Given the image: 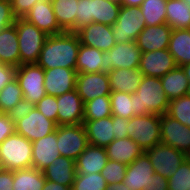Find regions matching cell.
Listing matches in <instances>:
<instances>
[{
    "label": "cell",
    "instance_id": "cell-1",
    "mask_svg": "<svg viewBox=\"0 0 190 190\" xmlns=\"http://www.w3.org/2000/svg\"><path fill=\"white\" fill-rule=\"evenodd\" d=\"M80 44L76 32L64 31L60 34L49 35L36 64L43 69L61 67L75 70Z\"/></svg>",
    "mask_w": 190,
    "mask_h": 190
},
{
    "label": "cell",
    "instance_id": "cell-2",
    "mask_svg": "<svg viewBox=\"0 0 190 190\" xmlns=\"http://www.w3.org/2000/svg\"><path fill=\"white\" fill-rule=\"evenodd\" d=\"M131 99L134 100V116L163 115L167 112L169 105L161 80L157 77L143 76L138 89L131 94Z\"/></svg>",
    "mask_w": 190,
    "mask_h": 190
},
{
    "label": "cell",
    "instance_id": "cell-3",
    "mask_svg": "<svg viewBox=\"0 0 190 190\" xmlns=\"http://www.w3.org/2000/svg\"><path fill=\"white\" fill-rule=\"evenodd\" d=\"M121 8L114 0H78L75 32L93 22L112 26Z\"/></svg>",
    "mask_w": 190,
    "mask_h": 190
},
{
    "label": "cell",
    "instance_id": "cell-4",
    "mask_svg": "<svg viewBox=\"0 0 190 190\" xmlns=\"http://www.w3.org/2000/svg\"><path fill=\"white\" fill-rule=\"evenodd\" d=\"M27 168H32V142L15 132L0 144V169Z\"/></svg>",
    "mask_w": 190,
    "mask_h": 190
},
{
    "label": "cell",
    "instance_id": "cell-5",
    "mask_svg": "<svg viewBox=\"0 0 190 190\" xmlns=\"http://www.w3.org/2000/svg\"><path fill=\"white\" fill-rule=\"evenodd\" d=\"M14 24L18 35L20 65L36 64L49 35L24 18H16Z\"/></svg>",
    "mask_w": 190,
    "mask_h": 190
},
{
    "label": "cell",
    "instance_id": "cell-6",
    "mask_svg": "<svg viewBox=\"0 0 190 190\" xmlns=\"http://www.w3.org/2000/svg\"><path fill=\"white\" fill-rule=\"evenodd\" d=\"M128 137L145 152L161 143L160 115H135L129 119Z\"/></svg>",
    "mask_w": 190,
    "mask_h": 190
},
{
    "label": "cell",
    "instance_id": "cell-7",
    "mask_svg": "<svg viewBox=\"0 0 190 190\" xmlns=\"http://www.w3.org/2000/svg\"><path fill=\"white\" fill-rule=\"evenodd\" d=\"M146 27L140 7L121 6L116 22L111 26L116 43L136 41Z\"/></svg>",
    "mask_w": 190,
    "mask_h": 190
},
{
    "label": "cell",
    "instance_id": "cell-8",
    "mask_svg": "<svg viewBox=\"0 0 190 190\" xmlns=\"http://www.w3.org/2000/svg\"><path fill=\"white\" fill-rule=\"evenodd\" d=\"M141 50L136 41L116 43L109 51L102 54L100 72L108 74L113 69L139 68Z\"/></svg>",
    "mask_w": 190,
    "mask_h": 190
},
{
    "label": "cell",
    "instance_id": "cell-9",
    "mask_svg": "<svg viewBox=\"0 0 190 190\" xmlns=\"http://www.w3.org/2000/svg\"><path fill=\"white\" fill-rule=\"evenodd\" d=\"M88 145L84 124L57 126V147L61 156L76 160Z\"/></svg>",
    "mask_w": 190,
    "mask_h": 190
},
{
    "label": "cell",
    "instance_id": "cell-10",
    "mask_svg": "<svg viewBox=\"0 0 190 190\" xmlns=\"http://www.w3.org/2000/svg\"><path fill=\"white\" fill-rule=\"evenodd\" d=\"M16 80L23 92V99L34 105L45 95L44 69L37 64H22L17 67Z\"/></svg>",
    "mask_w": 190,
    "mask_h": 190
},
{
    "label": "cell",
    "instance_id": "cell-11",
    "mask_svg": "<svg viewBox=\"0 0 190 190\" xmlns=\"http://www.w3.org/2000/svg\"><path fill=\"white\" fill-rule=\"evenodd\" d=\"M145 153L155 173L161 174L166 179L174 174L180 164L185 161V153L163 143L156 144Z\"/></svg>",
    "mask_w": 190,
    "mask_h": 190
},
{
    "label": "cell",
    "instance_id": "cell-12",
    "mask_svg": "<svg viewBox=\"0 0 190 190\" xmlns=\"http://www.w3.org/2000/svg\"><path fill=\"white\" fill-rule=\"evenodd\" d=\"M57 124L46 118L36 107L15 123V131L31 142L51 134Z\"/></svg>",
    "mask_w": 190,
    "mask_h": 190
},
{
    "label": "cell",
    "instance_id": "cell-13",
    "mask_svg": "<svg viewBox=\"0 0 190 190\" xmlns=\"http://www.w3.org/2000/svg\"><path fill=\"white\" fill-rule=\"evenodd\" d=\"M161 143L187 153L190 151V127L166 113L160 115Z\"/></svg>",
    "mask_w": 190,
    "mask_h": 190
},
{
    "label": "cell",
    "instance_id": "cell-14",
    "mask_svg": "<svg viewBox=\"0 0 190 190\" xmlns=\"http://www.w3.org/2000/svg\"><path fill=\"white\" fill-rule=\"evenodd\" d=\"M75 89L84 104L97 97L110 96L112 92L109 75L102 72L77 73Z\"/></svg>",
    "mask_w": 190,
    "mask_h": 190
},
{
    "label": "cell",
    "instance_id": "cell-15",
    "mask_svg": "<svg viewBox=\"0 0 190 190\" xmlns=\"http://www.w3.org/2000/svg\"><path fill=\"white\" fill-rule=\"evenodd\" d=\"M57 125L83 124L84 103L76 89L56 97Z\"/></svg>",
    "mask_w": 190,
    "mask_h": 190
},
{
    "label": "cell",
    "instance_id": "cell-16",
    "mask_svg": "<svg viewBox=\"0 0 190 190\" xmlns=\"http://www.w3.org/2000/svg\"><path fill=\"white\" fill-rule=\"evenodd\" d=\"M168 49L141 53L139 70L143 76L161 78L176 67Z\"/></svg>",
    "mask_w": 190,
    "mask_h": 190
},
{
    "label": "cell",
    "instance_id": "cell-17",
    "mask_svg": "<svg viewBox=\"0 0 190 190\" xmlns=\"http://www.w3.org/2000/svg\"><path fill=\"white\" fill-rule=\"evenodd\" d=\"M76 33L81 44L97 48L102 52L109 51L116 44L110 25L93 22Z\"/></svg>",
    "mask_w": 190,
    "mask_h": 190
},
{
    "label": "cell",
    "instance_id": "cell-18",
    "mask_svg": "<svg viewBox=\"0 0 190 190\" xmlns=\"http://www.w3.org/2000/svg\"><path fill=\"white\" fill-rule=\"evenodd\" d=\"M77 72L74 69L56 67L44 69L46 95L60 96L75 89Z\"/></svg>",
    "mask_w": 190,
    "mask_h": 190
},
{
    "label": "cell",
    "instance_id": "cell-19",
    "mask_svg": "<svg viewBox=\"0 0 190 190\" xmlns=\"http://www.w3.org/2000/svg\"><path fill=\"white\" fill-rule=\"evenodd\" d=\"M23 18L37 26L47 35H56L64 32L56 21L51 0L37 1Z\"/></svg>",
    "mask_w": 190,
    "mask_h": 190
},
{
    "label": "cell",
    "instance_id": "cell-20",
    "mask_svg": "<svg viewBox=\"0 0 190 190\" xmlns=\"http://www.w3.org/2000/svg\"><path fill=\"white\" fill-rule=\"evenodd\" d=\"M172 30L167 23L146 26L136 39L141 53L168 49Z\"/></svg>",
    "mask_w": 190,
    "mask_h": 190
},
{
    "label": "cell",
    "instance_id": "cell-21",
    "mask_svg": "<svg viewBox=\"0 0 190 190\" xmlns=\"http://www.w3.org/2000/svg\"><path fill=\"white\" fill-rule=\"evenodd\" d=\"M155 174L148 155L143 152L131 164L127 165L123 183L130 190H143Z\"/></svg>",
    "mask_w": 190,
    "mask_h": 190
},
{
    "label": "cell",
    "instance_id": "cell-22",
    "mask_svg": "<svg viewBox=\"0 0 190 190\" xmlns=\"http://www.w3.org/2000/svg\"><path fill=\"white\" fill-rule=\"evenodd\" d=\"M57 147V128L54 132L32 142V167L43 171L60 157Z\"/></svg>",
    "mask_w": 190,
    "mask_h": 190
},
{
    "label": "cell",
    "instance_id": "cell-23",
    "mask_svg": "<svg viewBox=\"0 0 190 190\" xmlns=\"http://www.w3.org/2000/svg\"><path fill=\"white\" fill-rule=\"evenodd\" d=\"M88 144L106 148L116 137L112 116L83 121Z\"/></svg>",
    "mask_w": 190,
    "mask_h": 190
},
{
    "label": "cell",
    "instance_id": "cell-24",
    "mask_svg": "<svg viewBox=\"0 0 190 190\" xmlns=\"http://www.w3.org/2000/svg\"><path fill=\"white\" fill-rule=\"evenodd\" d=\"M108 160L104 147L88 145L75 160L76 174L100 173Z\"/></svg>",
    "mask_w": 190,
    "mask_h": 190
},
{
    "label": "cell",
    "instance_id": "cell-25",
    "mask_svg": "<svg viewBox=\"0 0 190 190\" xmlns=\"http://www.w3.org/2000/svg\"><path fill=\"white\" fill-rule=\"evenodd\" d=\"M42 172L46 180L72 187L76 175L75 160L60 156Z\"/></svg>",
    "mask_w": 190,
    "mask_h": 190
},
{
    "label": "cell",
    "instance_id": "cell-26",
    "mask_svg": "<svg viewBox=\"0 0 190 190\" xmlns=\"http://www.w3.org/2000/svg\"><path fill=\"white\" fill-rule=\"evenodd\" d=\"M111 91L135 93L143 75L138 68H119L113 69L108 73Z\"/></svg>",
    "mask_w": 190,
    "mask_h": 190
},
{
    "label": "cell",
    "instance_id": "cell-27",
    "mask_svg": "<svg viewBox=\"0 0 190 190\" xmlns=\"http://www.w3.org/2000/svg\"><path fill=\"white\" fill-rule=\"evenodd\" d=\"M0 61L14 67L20 66L19 43L15 24L0 31Z\"/></svg>",
    "mask_w": 190,
    "mask_h": 190
},
{
    "label": "cell",
    "instance_id": "cell-28",
    "mask_svg": "<svg viewBox=\"0 0 190 190\" xmlns=\"http://www.w3.org/2000/svg\"><path fill=\"white\" fill-rule=\"evenodd\" d=\"M105 149L108 159L124 163L125 165L131 164L144 152L130 137L115 138Z\"/></svg>",
    "mask_w": 190,
    "mask_h": 190
},
{
    "label": "cell",
    "instance_id": "cell-29",
    "mask_svg": "<svg viewBox=\"0 0 190 190\" xmlns=\"http://www.w3.org/2000/svg\"><path fill=\"white\" fill-rule=\"evenodd\" d=\"M168 50L177 66L190 63V29H173Z\"/></svg>",
    "mask_w": 190,
    "mask_h": 190
},
{
    "label": "cell",
    "instance_id": "cell-30",
    "mask_svg": "<svg viewBox=\"0 0 190 190\" xmlns=\"http://www.w3.org/2000/svg\"><path fill=\"white\" fill-rule=\"evenodd\" d=\"M160 80L169 101L184 96L189 87V80L181 66H176Z\"/></svg>",
    "mask_w": 190,
    "mask_h": 190
},
{
    "label": "cell",
    "instance_id": "cell-31",
    "mask_svg": "<svg viewBox=\"0 0 190 190\" xmlns=\"http://www.w3.org/2000/svg\"><path fill=\"white\" fill-rule=\"evenodd\" d=\"M56 21L63 31L75 32L78 0H51Z\"/></svg>",
    "mask_w": 190,
    "mask_h": 190
},
{
    "label": "cell",
    "instance_id": "cell-32",
    "mask_svg": "<svg viewBox=\"0 0 190 190\" xmlns=\"http://www.w3.org/2000/svg\"><path fill=\"white\" fill-rule=\"evenodd\" d=\"M166 23L172 29H190V5L183 0H167Z\"/></svg>",
    "mask_w": 190,
    "mask_h": 190
},
{
    "label": "cell",
    "instance_id": "cell-33",
    "mask_svg": "<svg viewBox=\"0 0 190 190\" xmlns=\"http://www.w3.org/2000/svg\"><path fill=\"white\" fill-rule=\"evenodd\" d=\"M45 181L43 172L33 167L13 171V190H42Z\"/></svg>",
    "mask_w": 190,
    "mask_h": 190
},
{
    "label": "cell",
    "instance_id": "cell-34",
    "mask_svg": "<svg viewBox=\"0 0 190 190\" xmlns=\"http://www.w3.org/2000/svg\"><path fill=\"white\" fill-rule=\"evenodd\" d=\"M103 52L97 48L80 44L76 60L77 73H99Z\"/></svg>",
    "mask_w": 190,
    "mask_h": 190
},
{
    "label": "cell",
    "instance_id": "cell-35",
    "mask_svg": "<svg viewBox=\"0 0 190 190\" xmlns=\"http://www.w3.org/2000/svg\"><path fill=\"white\" fill-rule=\"evenodd\" d=\"M167 0H144L140 10L144 15L146 26H155L166 23Z\"/></svg>",
    "mask_w": 190,
    "mask_h": 190
},
{
    "label": "cell",
    "instance_id": "cell-36",
    "mask_svg": "<svg viewBox=\"0 0 190 190\" xmlns=\"http://www.w3.org/2000/svg\"><path fill=\"white\" fill-rule=\"evenodd\" d=\"M112 116L110 96H101L84 104V120H97Z\"/></svg>",
    "mask_w": 190,
    "mask_h": 190
},
{
    "label": "cell",
    "instance_id": "cell-37",
    "mask_svg": "<svg viewBox=\"0 0 190 190\" xmlns=\"http://www.w3.org/2000/svg\"><path fill=\"white\" fill-rule=\"evenodd\" d=\"M112 115L130 119L134 116V100L131 94L112 91L110 93Z\"/></svg>",
    "mask_w": 190,
    "mask_h": 190
},
{
    "label": "cell",
    "instance_id": "cell-38",
    "mask_svg": "<svg viewBox=\"0 0 190 190\" xmlns=\"http://www.w3.org/2000/svg\"><path fill=\"white\" fill-rule=\"evenodd\" d=\"M23 99V92L16 79L0 91V113H8Z\"/></svg>",
    "mask_w": 190,
    "mask_h": 190
},
{
    "label": "cell",
    "instance_id": "cell-39",
    "mask_svg": "<svg viewBox=\"0 0 190 190\" xmlns=\"http://www.w3.org/2000/svg\"><path fill=\"white\" fill-rule=\"evenodd\" d=\"M166 114L190 127V97L184 95L170 100Z\"/></svg>",
    "mask_w": 190,
    "mask_h": 190
},
{
    "label": "cell",
    "instance_id": "cell-40",
    "mask_svg": "<svg viewBox=\"0 0 190 190\" xmlns=\"http://www.w3.org/2000/svg\"><path fill=\"white\" fill-rule=\"evenodd\" d=\"M107 186L101 173L76 174L72 190H105Z\"/></svg>",
    "mask_w": 190,
    "mask_h": 190
},
{
    "label": "cell",
    "instance_id": "cell-41",
    "mask_svg": "<svg viewBox=\"0 0 190 190\" xmlns=\"http://www.w3.org/2000/svg\"><path fill=\"white\" fill-rule=\"evenodd\" d=\"M190 189V164L185 160L174 174L168 178V190Z\"/></svg>",
    "mask_w": 190,
    "mask_h": 190
},
{
    "label": "cell",
    "instance_id": "cell-42",
    "mask_svg": "<svg viewBox=\"0 0 190 190\" xmlns=\"http://www.w3.org/2000/svg\"><path fill=\"white\" fill-rule=\"evenodd\" d=\"M127 165L109 159L100 172L108 185L121 183L124 180Z\"/></svg>",
    "mask_w": 190,
    "mask_h": 190
},
{
    "label": "cell",
    "instance_id": "cell-43",
    "mask_svg": "<svg viewBox=\"0 0 190 190\" xmlns=\"http://www.w3.org/2000/svg\"><path fill=\"white\" fill-rule=\"evenodd\" d=\"M35 107L48 119L57 124L58 104L56 97L52 95H45Z\"/></svg>",
    "mask_w": 190,
    "mask_h": 190
},
{
    "label": "cell",
    "instance_id": "cell-44",
    "mask_svg": "<svg viewBox=\"0 0 190 190\" xmlns=\"http://www.w3.org/2000/svg\"><path fill=\"white\" fill-rule=\"evenodd\" d=\"M34 107L35 105L33 103L22 99L7 113V115L14 123H16L21 118L25 117Z\"/></svg>",
    "mask_w": 190,
    "mask_h": 190
},
{
    "label": "cell",
    "instance_id": "cell-45",
    "mask_svg": "<svg viewBox=\"0 0 190 190\" xmlns=\"http://www.w3.org/2000/svg\"><path fill=\"white\" fill-rule=\"evenodd\" d=\"M10 0H0V31L15 23Z\"/></svg>",
    "mask_w": 190,
    "mask_h": 190
},
{
    "label": "cell",
    "instance_id": "cell-46",
    "mask_svg": "<svg viewBox=\"0 0 190 190\" xmlns=\"http://www.w3.org/2000/svg\"><path fill=\"white\" fill-rule=\"evenodd\" d=\"M39 0H10L13 15L23 18Z\"/></svg>",
    "mask_w": 190,
    "mask_h": 190
},
{
    "label": "cell",
    "instance_id": "cell-47",
    "mask_svg": "<svg viewBox=\"0 0 190 190\" xmlns=\"http://www.w3.org/2000/svg\"><path fill=\"white\" fill-rule=\"evenodd\" d=\"M15 132V123L9 118L7 113H0V144Z\"/></svg>",
    "mask_w": 190,
    "mask_h": 190
},
{
    "label": "cell",
    "instance_id": "cell-48",
    "mask_svg": "<svg viewBox=\"0 0 190 190\" xmlns=\"http://www.w3.org/2000/svg\"><path fill=\"white\" fill-rule=\"evenodd\" d=\"M17 67L0 64V91L14 79H16Z\"/></svg>",
    "mask_w": 190,
    "mask_h": 190
},
{
    "label": "cell",
    "instance_id": "cell-49",
    "mask_svg": "<svg viewBox=\"0 0 190 190\" xmlns=\"http://www.w3.org/2000/svg\"><path fill=\"white\" fill-rule=\"evenodd\" d=\"M112 122L117 139L128 137L127 128H129V119L112 115Z\"/></svg>",
    "mask_w": 190,
    "mask_h": 190
},
{
    "label": "cell",
    "instance_id": "cell-50",
    "mask_svg": "<svg viewBox=\"0 0 190 190\" xmlns=\"http://www.w3.org/2000/svg\"><path fill=\"white\" fill-rule=\"evenodd\" d=\"M143 190H168V179L161 174L155 173L151 176L150 182Z\"/></svg>",
    "mask_w": 190,
    "mask_h": 190
},
{
    "label": "cell",
    "instance_id": "cell-51",
    "mask_svg": "<svg viewBox=\"0 0 190 190\" xmlns=\"http://www.w3.org/2000/svg\"><path fill=\"white\" fill-rule=\"evenodd\" d=\"M0 190H13V171L0 169Z\"/></svg>",
    "mask_w": 190,
    "mask_h": 190
},
{
    "label": "cell",
    "instance_id": "cell-52",
    "mask_svg": "<svg viewBox=\"0 0 190 190\" xmlns=\"http://www.w3.org/2000/svg\"><path fill=\"white\" fill-rule=\"evenodd\" d=\"M42 190H72V187L46 180Z\"/></svg>",
    "mask_w": 190,
    "mask_h": 190
},
{
    "label": "cell",
    "instance_id": "cell-53",
    "mask_svg": "<svg viewBox=\"0 0 190 190\" xmlns=\"http://www.w3.org/2000/svg\"><path fill=\"white\" fill-rule=\"evenodd\" d=\"M144 0H119L121 6H136L140 7Z\"/></svg>",
    "mask_w": 190,
    "mask_h": 190
},
{
    "label": "cell",
    "instance_id": "cell-54",
    "mask_svg": "<svg viewBox=\"0 0 190 190\" xmlns=\"http://www.w3.org/2000/svg\"><path fill=\"white\" fill-rule=\"evenodd\" d=\"M105 190H130L123 182L108 185Z\"/></svg>",
    "mask_w": 190,
    "mask_h": 190
},
{
    "label": "cell",
    "instance_id": "cell-55",
    "mask_svg": "<svg viewBox=\"0 0 190 190\" xmlns=\"http://www.w3.org/2000/svg\"><path fill=\"white\" fill-rule=\"evenodd\" d=\"M181 67L184 70L185 75L187 76L189 83H190V63L182 65Z\"/></svg>",
    "mask_w": 190,
    "mask_h": 190
},
{
    "label": "cell",
    "instance_id": "cell-56",
    "mask_svg": "<svg viewBox=\"0 0 190 190\" xmlns=\"http://www.w3.org/2000/svg\"><path fill=\"white\" fill-rule=\"evenodd\" d=\"M185 160L190 164V151L185 154Z\"/></svg>",
    "mask_w": 190,
    "mask_h": 190
},
{
    "label": "cell",
    "instance_id": "cell-57",
    "mask_svg": "<svg viewBox=\"0 0 190 190\" xmlns=\"http://www.w3.org/2000/svg\"><path fill=\"white\" fill-rule=\"evenodd\" d=\"M185 95H187V96L190 97V83H189V87L187 88V91H186V94H185Z\"/></svg>",
    "mask_w": 190,
    "mask_h": 190
},
{
    "label": "cell",
    "instance_id": "cell-58",
    "mask_svg": "<svg viewBox=\"0 0 190 190\" xmlns=\"http://www.w3.org/2000/svg\"><path fill=\"white\" fill-rule=\"evenodd\" d=\"M183 1L190 5V0H183Z\"/></svg>",
    "mask_w": 190,
    "mask_h": 190
}]
</instances>
